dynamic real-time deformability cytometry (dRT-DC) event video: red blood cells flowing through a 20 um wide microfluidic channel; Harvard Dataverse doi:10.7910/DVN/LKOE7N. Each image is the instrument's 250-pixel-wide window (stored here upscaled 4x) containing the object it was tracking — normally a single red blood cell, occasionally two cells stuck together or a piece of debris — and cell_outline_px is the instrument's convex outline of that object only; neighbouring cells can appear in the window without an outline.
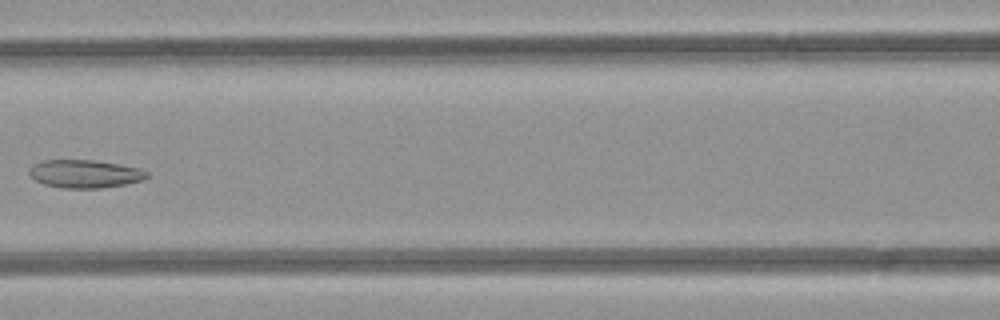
{"species": "common noctule bat (a hibernating species)", "species_latin": "Nyctalus noctula", "temperature_condition": "room temperature", "stored_images_in_passage": 7, "camera_frame_rate_fps": 3000, "um_per_image_px": 0.085, "animal": {"sex": "female", "body_mass_g": 21.9}, "frame": {"image": 1, "passage_image": 7, "time_ms": 7.0, "image_size_px": [1000, 320], "cell_outline_px": [[148, 176], [140, 180], [124, 184], [100, 188], [60, 188], [44, 184], [36, 180], [28, 172], [28, 168], [32, 164], [40, 160], [92, 160], [120, 164], [140, 168], [148, 172]], "centroid_in_image_um": [7.17, 14.76], "position_along_channel_um": 159.4, "area_um2": 19.25}}